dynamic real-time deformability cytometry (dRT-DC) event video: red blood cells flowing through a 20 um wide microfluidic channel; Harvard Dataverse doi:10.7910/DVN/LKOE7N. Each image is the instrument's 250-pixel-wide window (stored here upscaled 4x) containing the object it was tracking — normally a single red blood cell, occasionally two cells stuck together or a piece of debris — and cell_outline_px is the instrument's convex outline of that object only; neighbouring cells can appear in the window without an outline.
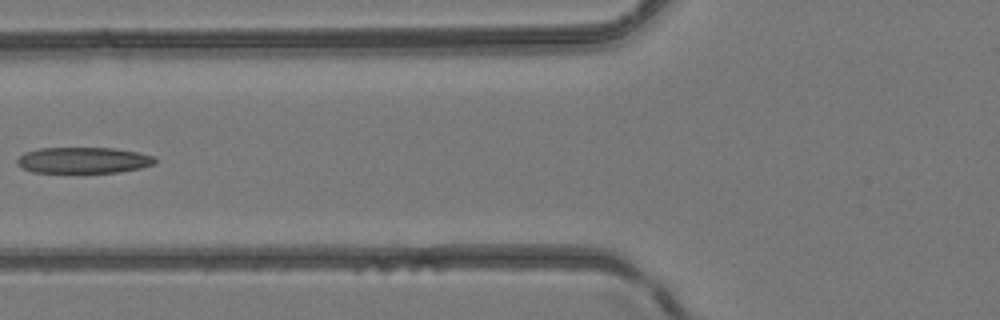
{"species": "common noctule bat (a hibernating species)", "species_latin": "Nyctalus noctula", "temperature_condition": "room temperature", "stored_images_in_passage": 6, "camera_frame_rate_fps": 3000, "um_per_image_px": 0.085, "animal": {"sex": "female", "body_mass_g": 24.6, "forearm_length_mm": 56.2}, "frame": {"image": 1, "passage_image": 6, "time_ms": 5.667, "image_size_px": [1000, 320], "cell_outline_px": [[156, 164], [140, 168], [120, 172], [32, 172], [20, 168], [16, 164], [16, 160], [24, 152], [40, 148], [112, 148], [140, 152], [156, 156]], "centroid_in_image_um": [7.1, 13.62], "position_along_channel_um": 118.7, "area_um2": 21.15}}